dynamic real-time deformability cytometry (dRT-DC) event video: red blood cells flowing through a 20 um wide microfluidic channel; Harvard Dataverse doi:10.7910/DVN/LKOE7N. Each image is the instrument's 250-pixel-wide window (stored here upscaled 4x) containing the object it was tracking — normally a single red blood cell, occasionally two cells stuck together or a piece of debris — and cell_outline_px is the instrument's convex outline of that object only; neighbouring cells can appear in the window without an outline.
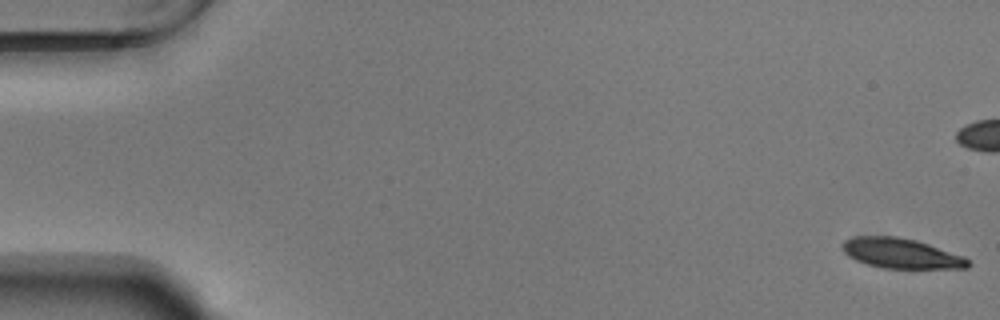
{"species": "Egyptian fruit bat (a non-hibernating species)", "species_latin": "Rousettus aegyptiacus", "temperature_condition": "warm", "stored_images_in_passage": 56, "camera_frame_rate_fps": 3000, "um_per_image_px": 0.085, "animal": {"sex": "male"}, "frame": {"image": 1, "passage_image": 1, "time_ms": 0.0, "image_size_px": [1000, 320], "cell_outline_px": [[972, 264], [968, 268], [884, 268], [868, 264], [856, 260], [848, 256], [844, 252], [840, 244], [844, 240], [852, 236], [896, 236], [916, 240], [964, 256]], "centroid_in_image_um": [76.57, 21.53], "position_along_channel_um": 8.4, "area_um2": 22.02}}
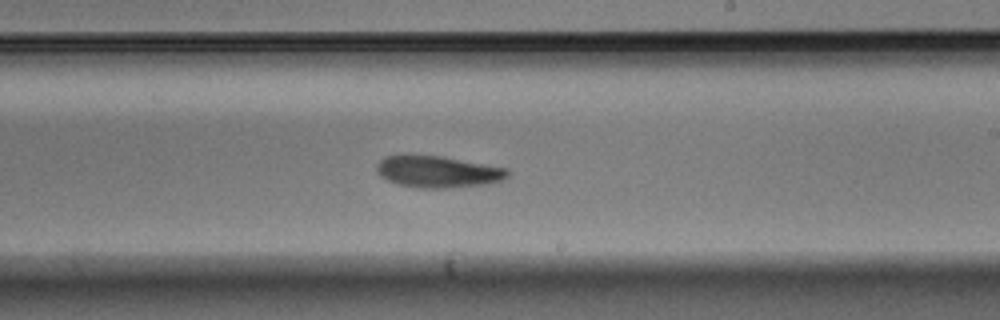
{"frame": {"image": 2, "passage_image": 33, "time_ms": 10.667, "image_size_px": [1000, 320], "cell_outline_px": [[508, 176], [500, 180], [488, 184], [444, 188], [424, 188], [400, 184], [388, 180], [380, 176], [376, 172], [376, 164], [384, 156], [408, 152], [440, 156], [508, 168]], "centroid_in_image_um": [37.14, 14.55], "position_along_channel_um": 251.9, "area_um2": 24.57}}
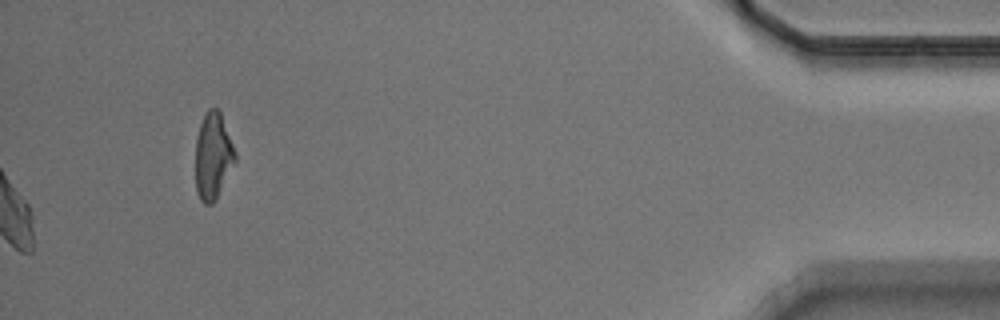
{"frame": {"image": 3, "passage_image": 56, "time_ms": 18.333, "image_size_px": [1000, 320], "cell_outline_px": [[236, 160], [216, 200], [212, 204], [204, 204], [200, 200], [196, 192], [196, 136], [200, 124], [208, 108], [216, 108], [220, 112], [232, 144], [236, 156]], "centroid_in_image_um": [18.09, 13.3], "position_along_channel_um": 417.1, "area_um2": 19.83}, "authors_computed_cell_mechanics": {"area_um2": 23.7269, "velocity_mm_per_s": 3.7057, "shape_relaxation_time_tau1_ms": 2.9412, "shape_relaxation_time_tau2_ms": 3.4944, "deformation_change_tau1": 0.1175, "deformation_change_tau2": 0.0948}}